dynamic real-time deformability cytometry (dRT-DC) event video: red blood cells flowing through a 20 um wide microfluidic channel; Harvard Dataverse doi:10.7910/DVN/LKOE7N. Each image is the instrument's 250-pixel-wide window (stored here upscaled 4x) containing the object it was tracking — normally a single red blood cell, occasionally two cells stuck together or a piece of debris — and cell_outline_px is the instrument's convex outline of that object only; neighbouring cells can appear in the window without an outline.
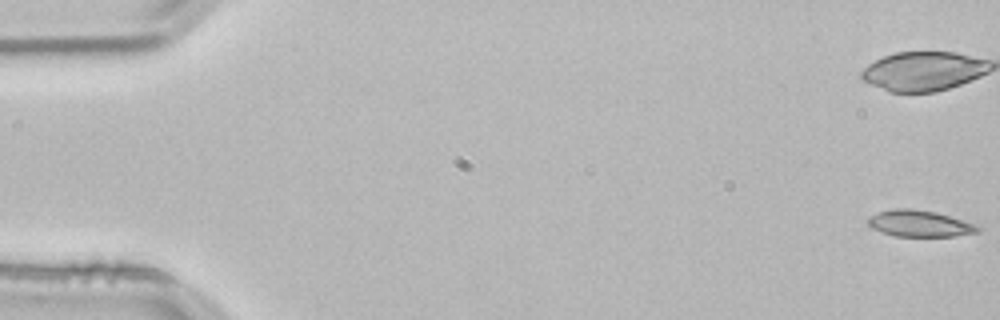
{"species": "common noctule bat (a hibernating species)", "species_latin": "Nyctalus noctula", "temperature_condition": "room temperature", "stored_images_in_passage": 53, "camera_frame_rate_fps": 3000, "um_per_image_px": 0.085, "animal": {"sex": "male", "body_mass_g": 21.5, "forearm_length_mm": 52.0}, "frame": {"image": 1, "passage_image": 1, "time_ms": 0.0, "image_size_px": [1000, 320], "cell_outline_px": [[980, 232], [952, 236], [896, 236], [880, 232], [872, 228], [868, 224], [868, 216], [876, 212], [892, 208], [908, 208], [936, 212], [972, 224], [980, 228]], "centroid_in_image_um": [78.07, 18.99], "position_along_channel_um": 6.9, "area_um2": 16.76}}